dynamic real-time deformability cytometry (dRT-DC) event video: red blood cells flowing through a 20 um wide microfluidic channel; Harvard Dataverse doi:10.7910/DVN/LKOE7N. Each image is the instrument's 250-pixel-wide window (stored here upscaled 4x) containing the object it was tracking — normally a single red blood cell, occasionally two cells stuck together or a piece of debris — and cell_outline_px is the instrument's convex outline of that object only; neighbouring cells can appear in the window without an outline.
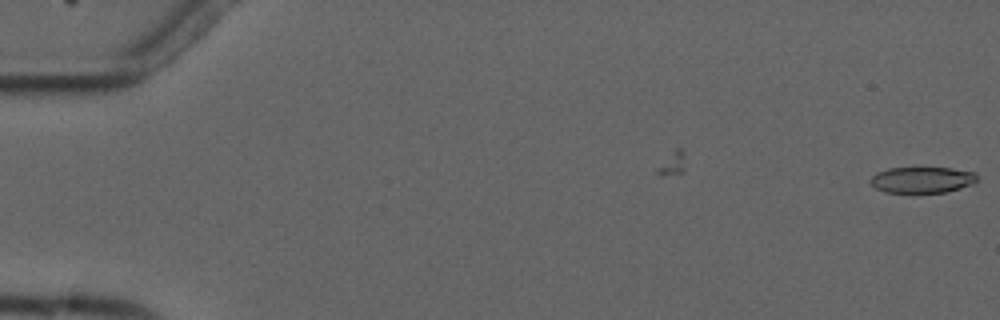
{"species": "common noctule bat (a hibernating species)", "species_latin": "Nyctalus noctula", "temperature_condition": "cold", "stored_images_in_passage": 2, "camera_frame_rate_fps": 3000, "um_per_image_px": 0.085, "animal": {"sex": "male", "forearm_length_mm": 52.5}, "frame": {"image": 1, "passage_image": 2, "time_ms": 1.333, "image_size_px": [1000, 320], "cell_outline_px": [[976, 180], [972, 184], [960, 188], [944, 192], [884, 192], [876, 188], [868, 180], [876, 172], [888, 168], [952, 168], [976, 172]], "centroid_in_image_um": [78.36, 15.27], "position_along_channel_um": 6.6, "area_um2": 16.13}}